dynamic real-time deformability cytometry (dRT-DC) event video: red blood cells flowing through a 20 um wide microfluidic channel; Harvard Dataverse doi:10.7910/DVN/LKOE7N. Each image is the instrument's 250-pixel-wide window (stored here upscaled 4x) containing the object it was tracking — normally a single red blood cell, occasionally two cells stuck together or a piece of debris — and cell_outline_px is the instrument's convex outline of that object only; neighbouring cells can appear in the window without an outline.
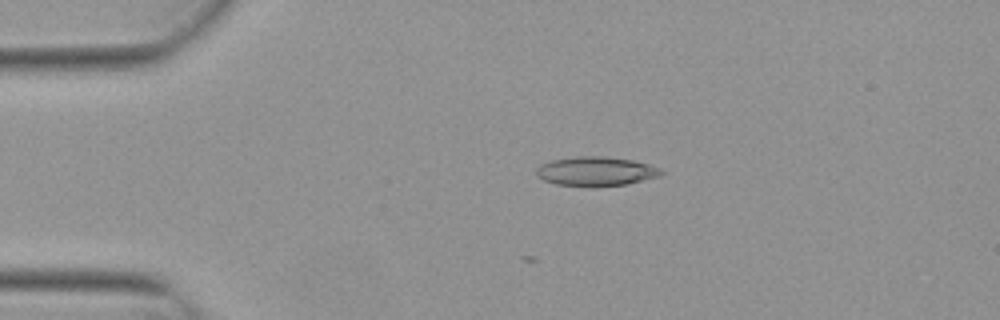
{"species": "Egyptian fruit bat (a non-hibernating species)", "species_latin": "Rousettus aegyptiacus", "temperature_condition": "warm", "stored_images_in_passage": 11, "camera_frame_rate_fps": 3000, "um_per_image_px": 0.085, "animal": {"sex": "female"}, "frame": {"image": 1, "passage_image": 11, "time_ms": 3.333, "image_size_px": [1000, 320], "cell_outline_px": [[664, 172], [660, 176], [624, 184], [556, 184], [544, 180], [536, 176], [536, 168], [540, 164], [552, 160], [576, 156], [604, 156], [632, 160], [648, 164], [660, 168]], "centroid_in_image_um": [50.64, 14.51], "position_along_channel_um": 34.4, "area_um2": 20.52}}